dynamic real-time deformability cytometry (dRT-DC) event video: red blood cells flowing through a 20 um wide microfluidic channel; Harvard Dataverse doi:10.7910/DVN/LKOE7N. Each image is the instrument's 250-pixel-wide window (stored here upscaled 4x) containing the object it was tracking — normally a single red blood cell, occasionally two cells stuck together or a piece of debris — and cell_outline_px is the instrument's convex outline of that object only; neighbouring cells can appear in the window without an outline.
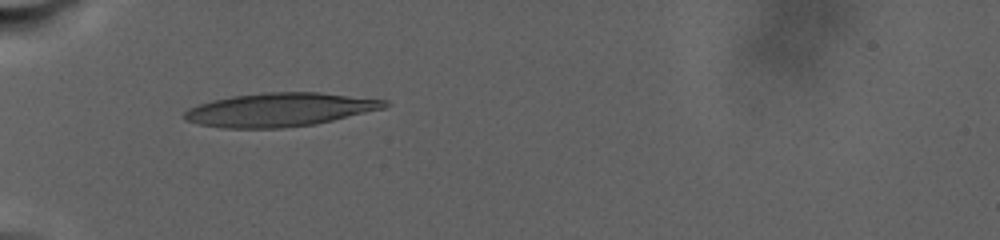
{"species": "human", "species_latin": "Homo sapiens", "temperature_condition": "warm", "stored_images_in_passage": 4, "camera_frame_rate_fps": 3000, "um_per_image_px": 0.085, "donor": {"sex": "male"}, "frame": {"image": 1, "passage_image": 1, "time_ms": 0.0, "image_size_px": [1000, 240], "cell_outline_px": [[392, 104], [384, 108], [332, 120], [312, 124], [284, 128], [224, 128], [200, 124], [184, 120], [180, 116], [188, 108], [212, 100], [232, 96], [264, 92], [320, 92], [388, 100]], "centroid_in_image_um": [23.76, 9.32], "position_along_channel_um": 61.2, "area_um2": 39.19}}
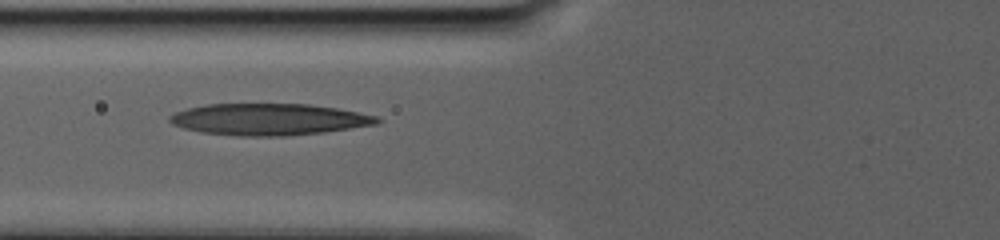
{"frame": {"image": 2, "passage_image": 3, "time_ms": 2.333, "image_size_px": [1000, 240], "cell_outline_px": [[380, 120], [376, 124], [324, 132], [284, 136], [240, 136], [200, 132], [184, 128], [172, 124], [168, 120], [168, 116], [176, 112], [188, 108], [204, 104], [308, 104], [336, 108], [376, 116]], "centroid_in_image_um": [22.8, 10.14], "position_along_channel_um": 103.0, "area_um2": 38.03}}
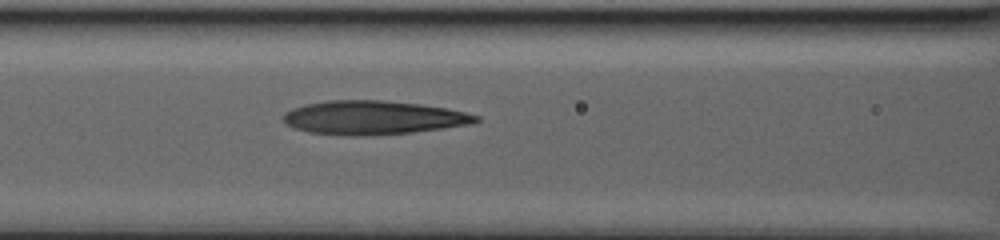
{"frame": {"image": 3, "passage_image": 4, "time_ms": 3.667, "image_size_px": [1000, 240], "cell_outline_px": [[480, 120], [468, 124], [444, 128], [412, 132], [356, 136], [344, 136], [308, 132], [296, 128], [288, 124], [284, 120], [284, 112], [292, 108], [304, 104], [328, 100], [384, 100], [420, 104], [448, 108], [480, 116]], "centroid_in_image_um": [31.71, 9.99], "position_along_channel_um": 134.9, "area_um2": 37.86}}